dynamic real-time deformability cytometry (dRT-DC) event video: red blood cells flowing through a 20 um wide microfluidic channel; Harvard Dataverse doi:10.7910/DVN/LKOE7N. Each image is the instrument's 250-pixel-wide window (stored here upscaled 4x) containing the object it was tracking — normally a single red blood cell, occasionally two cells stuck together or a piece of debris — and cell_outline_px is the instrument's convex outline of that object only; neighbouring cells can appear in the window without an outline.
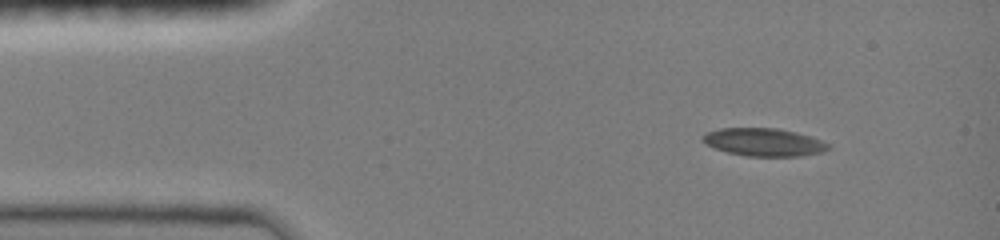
{"species": "common noctule bat (a hibernating species)", "species_latin": "Nyctalus noctula", "temperature_condition": "room temperature", "stored_images_in_passage": 15, "camera_frame_rate_fps": 3000, "um_per_image_px": 0.085, "animal": {"sex": "female", "body_mass_g": 19.0, "forearm_length_mm": 51.5}, "frame": {"image": 1, "passage_image": 3, "time_ms": 0.667, "image_size_px": [1000, 240], "cell_outline_px": [[832, 148], [824, 152], [804, 156], [748, 156], [728, 152], [716, 148], [700, 140], [700, 136], [704, 132], [720, 128], [776, 128], [796, 132], [812, 136], [828, 144]], "centroid_in_image_um": [64.94, 12.08], "position_along_channel_um": 20.1, "area_um2": 20.58}}
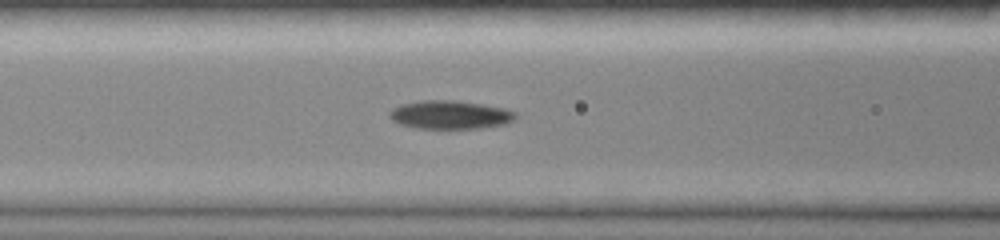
{"frame": {"image": 2, "passage_image": 10, "time_ms": 3.0, "image_size_px": [1000, 240], "cell_outline_px": [[516, 116], [508, 124], [480, 128], [416, 128], [400, 124], [392, 120], [388, 116], [388, 112], [392, 108], [400, 104], [420, 100], [456, 100], [504, 108], [516, 112]], "centroid_in_image_um": [38.22, 9.75], "position_along_channel_um": 128.4, "area_um2": 20.98}}
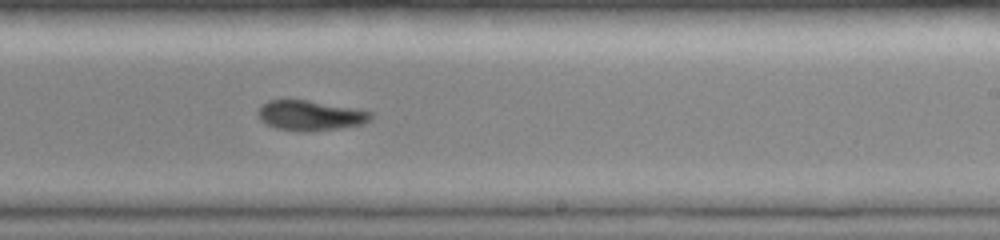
{"frame": {"image": 3, "passage_image": 15, "time_ms": 4.667, "image_size_px": [1000, 240], "cell_outline_px": [[372, 120], [364, 124], [340, 128], [304, 132], [300, 132], [276, 128], [260, 120], [256, 112], [260, 104], [268, 100], [308, 100], [372, 112]], "centroid_in_image_um": [26.34, 9.82], "position_along_channel_um": 262.7, "area_um2": 19.83}}